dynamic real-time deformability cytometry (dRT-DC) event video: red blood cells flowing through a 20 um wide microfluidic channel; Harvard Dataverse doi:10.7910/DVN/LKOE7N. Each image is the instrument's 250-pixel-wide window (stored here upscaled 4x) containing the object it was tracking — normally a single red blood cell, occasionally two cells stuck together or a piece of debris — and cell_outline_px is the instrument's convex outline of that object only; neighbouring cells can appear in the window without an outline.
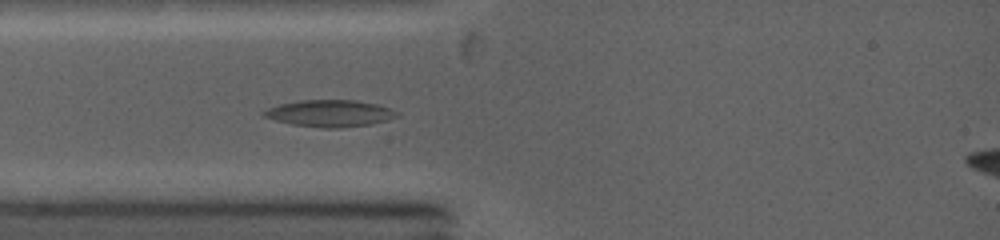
{"species": "common noctule bat (a hibernating species)", "species_latin": "Nyctalus noctula", "temperature_condition": "warm", "stored_images_in_passage": 40, "camera_frame_rate_fps": 5000, "um_per_image_px": 0.085, "animal": {"sex": "female", "body_mass_g": 19.0, "forearm_length_mm": 53.3}, "frame": {"image": 1, "passage_image": 5, "time_ms": 0.8, "image_size_px": [1000, 240], "cell_outline_px": [[400, 116], [388, 120], [372, 124], [340, 128], [324, 128], [292, 124], [260, 116], [260, 112], [268, 108], [280, 104], [304, 100], [356, 100], [376, 104], [400, 112]], "centroid_in_image_um": [28.05, 9.64], "position_along_channel_um": 57.0, "area_um2": 20.87}}
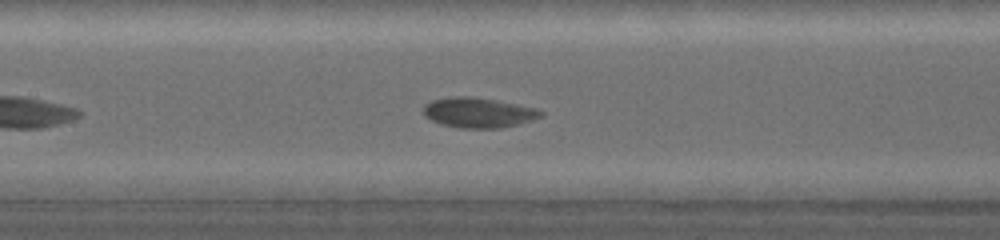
{"frame": {"image": 2, "passage_image": 18, "time_ms": 3.4, "image_size_px": [1000, 240], "cell_outline_px": [[544, 116], [532, 120], [500, 128], [460, 128], [440, 124], [424, 116], [424, 104], [432, 100], [460, 96], [464, 96], [492, 100], [536, 108], [544, 112]], "centroid_in_image_um": [40.66, 9.59], "position_along_channel_um": 166.7, "area_um2": 20.23}}
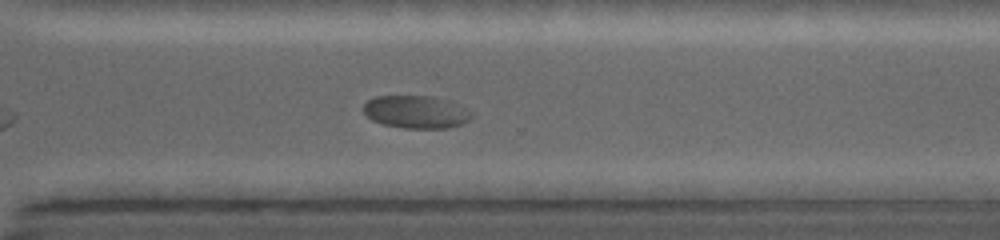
{"frame": {"image": 3, "passage_image": 38, "time_ms": 7.4, "image_size_px": [1000, 240], "cell_outline_px": [[472, 120], [448, 128], [404, 128], [384, 124], [372, 120], [364, 112], [364, 104], [368, 100], [376, 96], [432, 96], [448, 100], [472, 112]], "centroid_in_image_um": [35.38, 9.51], "position_along_channel_um": 335.2, "area_um2": 20.52}}